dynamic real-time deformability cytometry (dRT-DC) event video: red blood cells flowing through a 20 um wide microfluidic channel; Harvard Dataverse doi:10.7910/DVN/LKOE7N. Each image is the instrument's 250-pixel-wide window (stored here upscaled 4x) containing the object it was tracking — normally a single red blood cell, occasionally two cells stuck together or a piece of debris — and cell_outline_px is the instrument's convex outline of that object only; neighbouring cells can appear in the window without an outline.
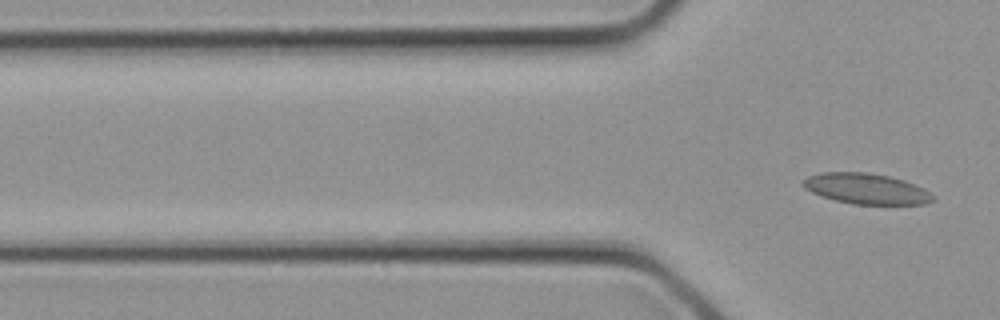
{"species": "common noctule bat (a hibernating species)", "species_latin": "Nyctalus noctula", "temperature_condition": "cold", "stored_images_in_passage": 3, "segment_of_instrument_passage": [2, 2], "camera_frame_rate_fps": 3000, "um_per_image_px": 0.085, "animal": {"sex": "female", "body_mass_g": 21.9}, "frame": {"image": 1, "passage_image": 3, "time_ms": 0.667, "image_size_px": [1000, 320], "cell_outline_px": [[936, 200], [924, 204], [852, 204], [820, 196], [804, 188], [800, 184], [808, 176], [820, 172], [868, 172], [888, 176], [904, 180], [928, 192]], "centroid_in_image_um": [73.57, 16.04], "position_along_channel_um": 52.2, "area_um2": 23.0}}